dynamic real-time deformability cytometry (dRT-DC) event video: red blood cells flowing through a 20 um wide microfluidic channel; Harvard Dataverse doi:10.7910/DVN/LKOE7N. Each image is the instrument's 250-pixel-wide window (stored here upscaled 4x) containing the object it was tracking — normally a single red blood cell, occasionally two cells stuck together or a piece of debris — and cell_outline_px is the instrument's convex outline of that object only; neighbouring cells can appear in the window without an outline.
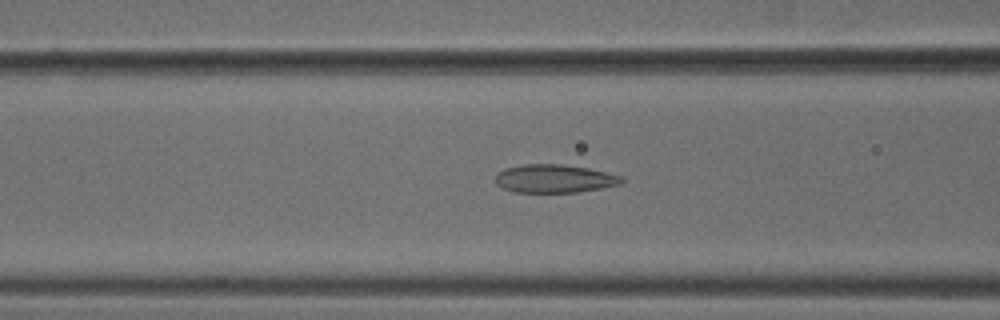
{"species": "common noctule bat (a hibernating species)", "species_latin": "Nyctalus noctula", "temperature_condition": "cold", "stored_images_in_passage": 53, "camera_frame_rate_fps": 3000, "um_per_image_px": 0.085, "animal": {"sex": "male", "body_mass_g": 18.8}, "frame": {"image": 1, "passage_image": 21, "time_ms": 6.667, "image_size_px": [1000, 320], "cell_outline_px": [[624, 184], [576, 192], [512, 192], [496, 184], [496, 172], [504, 168], [524, 164], [560, 164], [588, 168], [624, 176]], "centroid_in_image_um": [47.14, 15.18], "position_along_channel_um": 119.5, "area_um2": 20.92}}
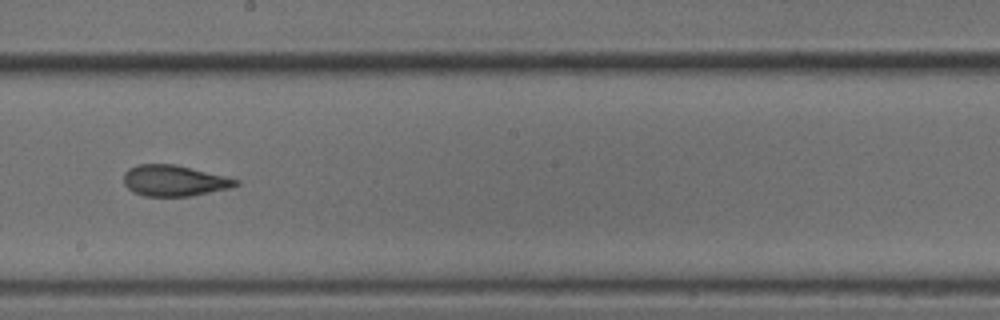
{"frame": {"image": 2, "passage_image": 30, "time_ms": 9.667, "image_size_px": [1000, 320], "cell_outline_px": [[240, 184], [228, 188], [188, 196], [144, 196], [132, 192], [124, 184], [124, 172], [128, 168], [136, 164], [176, 164], [240, 180]], "centroid_in_image_um": [14.75, 15.34], "position_along_channel_um": 233.4, "area_um2": 20.17}}
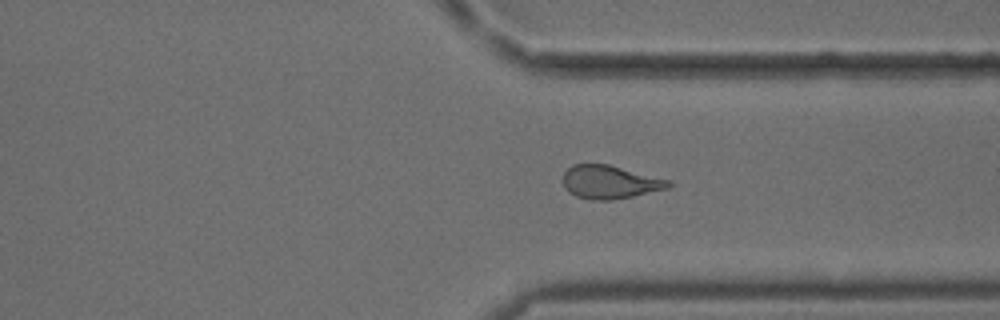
{"frame": {"image": 3, "passage_image": 40, "time_ms": 13.0, "image_size_px": [1000, 320], "cell_outline_px": [[672, 184], [668, 188], [632, 196], [608, 200], [592, 200], [576, 196], [568, 192], [564, 188], [564, 172], [572, 164], [608, 164], [668, 180]], "centroid_in_image_um": [51.79, 15.47], "position_along_channel_um": 359.6, "area_um2": 20.17}, "authors_computed_cell_mechanics": {"area_um2": 21.097, "velocity_mm_per_s": 3.7875, "shape_relaxation_time_tau1_ms": 5.8912, "shape_relaxation_time_tau2_ms": 2.0735, "deformation_change_tau1": 0.1396, "deformation_change_tau2": 0.0997}}